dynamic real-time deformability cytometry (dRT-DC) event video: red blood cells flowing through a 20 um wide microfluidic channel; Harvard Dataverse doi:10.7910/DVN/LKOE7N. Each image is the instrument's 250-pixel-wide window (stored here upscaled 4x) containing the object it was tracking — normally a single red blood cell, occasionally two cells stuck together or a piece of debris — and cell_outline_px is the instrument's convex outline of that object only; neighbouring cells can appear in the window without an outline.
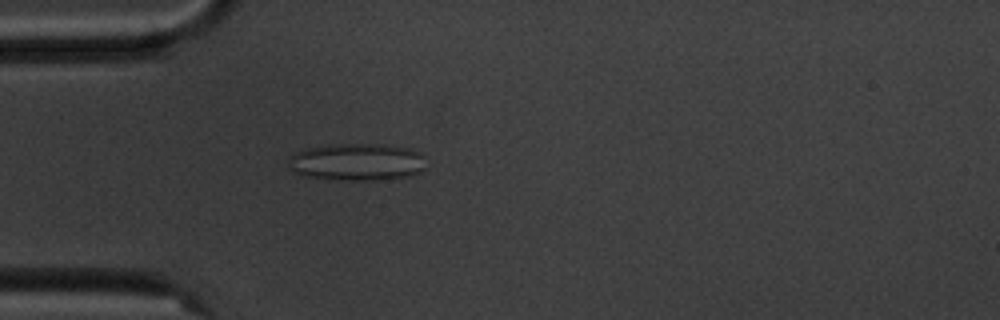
{"species": "common noctule bat (a hibernating species)", "species_latin": "Nyctalus noctula", "temperature_condition": "cold", "stored_images_in_passage": 3, "camera_frame_rate_fps": 3000, "um_per_image_px": 0.085, "animal": {"sex": "male", "body_mass_g": 20.1, "forearm_length_mm": 53.5}, "frame": {"image": 1, "passage_image": 3, "time_ms": 2.333, "image_size_px": [1000, 320], "cell_outline_px": [[424, 168], [420, 172], [412, 176], [376, 180], [344, 180], [304, 176], [288, 168], [288, 156], [304, 148], [332, 144], [380, 144], [412, 148], [420, 152]], "centroid_in_image_um": [30.31, 13.76], "position_along_channel_um": 54.7, "area_um2": 30.11}}